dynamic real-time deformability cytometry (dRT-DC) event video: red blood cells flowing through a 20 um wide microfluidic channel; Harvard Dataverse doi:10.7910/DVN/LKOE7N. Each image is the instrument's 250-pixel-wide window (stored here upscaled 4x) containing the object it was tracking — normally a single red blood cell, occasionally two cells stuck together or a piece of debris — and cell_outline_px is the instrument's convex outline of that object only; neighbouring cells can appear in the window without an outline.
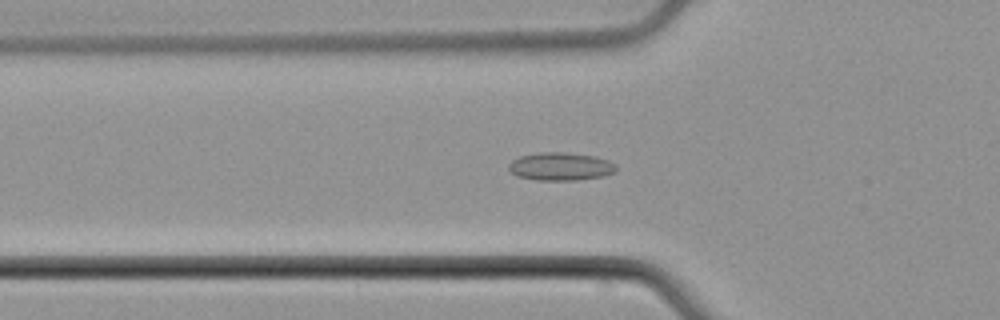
{"species": "common noctule bat (a hibernating species)", "species_latin": "Nyctalus noctula", "temperature_condition": "cold", "stored_images_in_passage": 56, "camera_frame_rate_fps": 3000, "um_per_image_px": 0.085, "animal": {"sex": "male", "body_mass_g": 21.5, "forearm_length_mm": 52.0}, "frame": {"image": 1, "passage_image": 20, "time_ms": 6.333, "image_size_px": [1000, 320], "cell_outline_px": [[616, 172], [604, 176], [576, 180], [536, 180], [516, 176], [508, 168], [508, 164], [512, 160], [520, 156], [540, 152], [564, 152], [596, 156], [608, 160], [616, 164]], "centroid_in_image_um": [47.66, 14.15], "position_along_channel_um": 78.1, "area_um2": 17.69}}
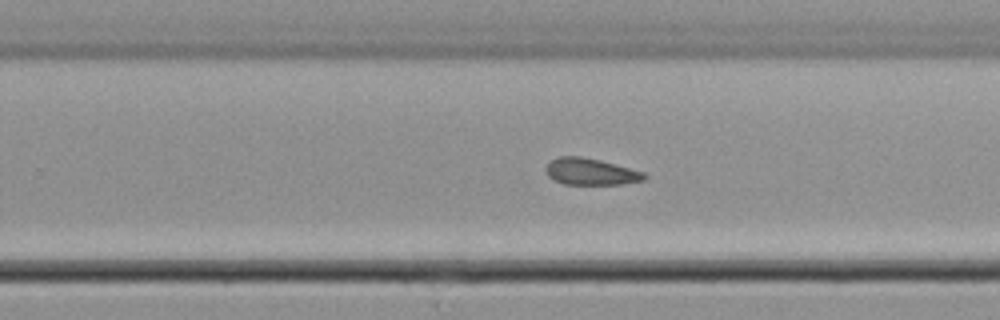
{"frame": {"image": 2, "passage_image": 36, "time_ms": 11.667, "image_size_px": [1000, 320], "cell_outline_px": [[648, 176], [644, 180], [620, 184], [564, 184], [548, 176], [544, 168], [552, 160], [560, 156], [580, 156], [644, 172]], "centroid_in_image_um": [50.19, 14.6], "position_along_channel_um": 279.6, "area_um2": 14.91}}
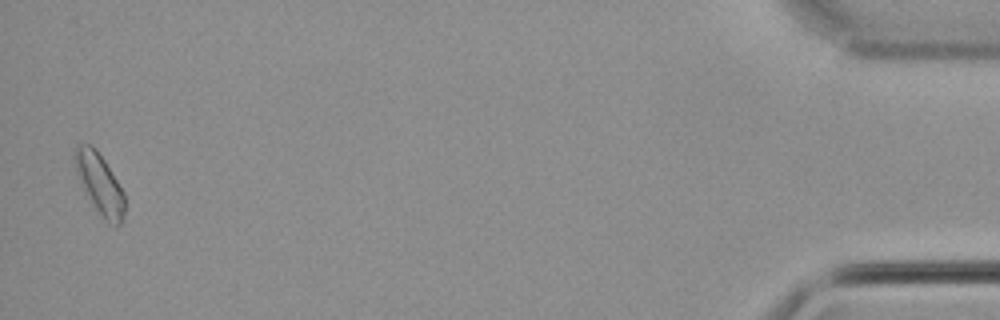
{"frame": {"image": 3, "passage_image": 55, "time_ms": 18.0, "image_size_px": [1000, 320], "cell_outline_px": [[124, 220], [116, 228], [112, 228], [104, 220], [96, 208], [84, 188], [72, 160], [72, 156], [76, 148], [80, 144], [92, 144], [96, 148], [104, 160], [124, 192]], "centroid_in_image_um": [8.49, 15.65], "position_along_channel_um": 426.7, "area_um2": 17.46}, "authors_computed_cell_mechanics": {"area_um2": 16.0973, "velocity_mm_per_s": 3.7813, "shape_relaxation_time_tau1_ms": null, "shape_relaxation_time_tau2_ms": 3.3226, "deformation_change_tau1": null, "deformation_change_tau2": 0.1031}}